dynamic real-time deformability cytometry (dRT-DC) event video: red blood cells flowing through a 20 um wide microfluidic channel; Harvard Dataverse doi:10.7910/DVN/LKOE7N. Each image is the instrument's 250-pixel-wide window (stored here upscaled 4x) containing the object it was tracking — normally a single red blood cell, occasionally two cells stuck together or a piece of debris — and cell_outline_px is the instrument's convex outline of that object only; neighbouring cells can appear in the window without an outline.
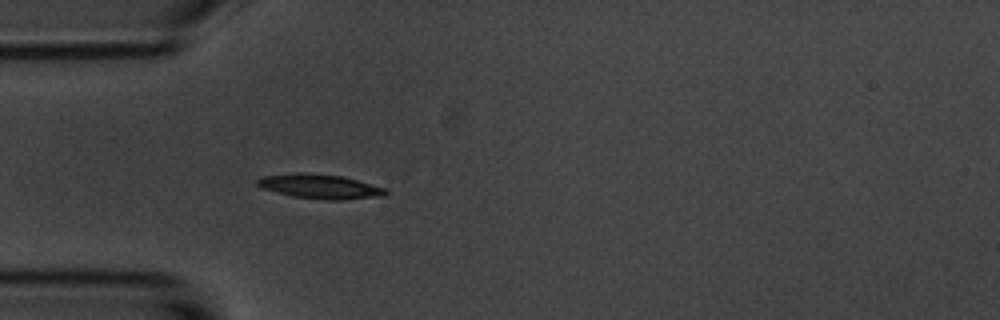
{"species": "common noctule bat (a hibernating species)", "species_latin": "Nyctalus noctula", "temperature_condition": "room temperature", "stored_images_in_passage": 4, "camera_frame_rate_fps": 3000, "um_per_image_px": 0.085, "animal": {"sex": "male", "body_mass_g": 20.1, "forearm_length_mm": 53.5}, "frame": {"image": 1, "passage_image": 4, "time_ms": 4.333, "image_size_px": [1000, 320], "cell_outline_px": [[388, 192], [384, 196], [344, 200], [324, 200], [292, 196], [264, 188], [256, 184], [256, 180], [264, 176], [296, 172], [308, 172], [344, 176], [388, 188]], "centroid_in_image_um": [27.28, 15.84], "position_along_channel_um": 57.7, "area_um2": 18.55}}